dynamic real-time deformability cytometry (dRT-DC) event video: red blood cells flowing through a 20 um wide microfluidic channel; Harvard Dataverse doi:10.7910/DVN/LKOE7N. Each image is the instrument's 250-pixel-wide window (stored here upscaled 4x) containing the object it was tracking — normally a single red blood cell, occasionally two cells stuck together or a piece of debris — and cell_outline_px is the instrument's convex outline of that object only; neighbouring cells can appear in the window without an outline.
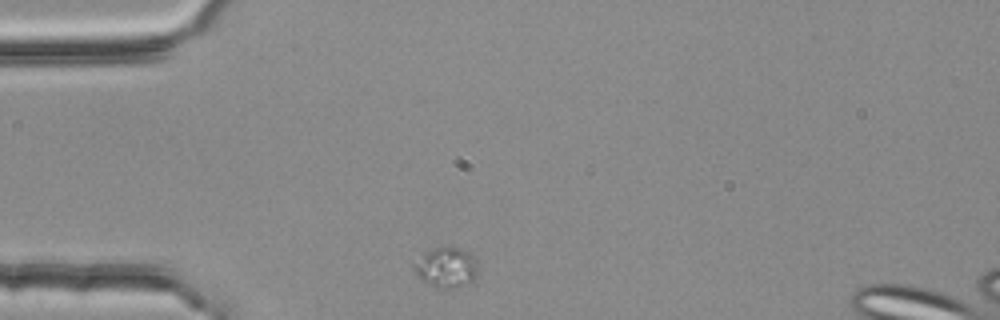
{"species": "common noctule bat (a hibernating species)", "species_latin": "Nyctalus noctula", "temperature_condition": "room temperature", "stored_images_in_passage": 33, "camera_frame_rate_fps": 3000, "um_per_image_px": 0.085, "animal": {"sex": "female", "body_mass_g": 25.1}, "frame": {"image": 1, "passage_image": 1, "time_ms": 0.0, "image_size_px": [1000, 320], "cell_outline_px": [[476, 280], [444, 292], [440, 292], [424, 284], [416, 276], [412, 268], [412, 264], [428, 252], [436, 248], [460, 248], [468, 252], [476, 260]], "centroid_in_image_um": [37.89, 22.84], "position_along_channel_um": 47.1, "area_um2": 15.37}}